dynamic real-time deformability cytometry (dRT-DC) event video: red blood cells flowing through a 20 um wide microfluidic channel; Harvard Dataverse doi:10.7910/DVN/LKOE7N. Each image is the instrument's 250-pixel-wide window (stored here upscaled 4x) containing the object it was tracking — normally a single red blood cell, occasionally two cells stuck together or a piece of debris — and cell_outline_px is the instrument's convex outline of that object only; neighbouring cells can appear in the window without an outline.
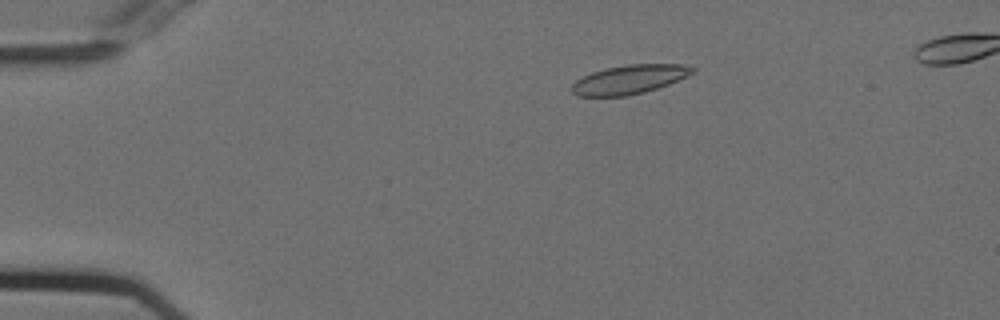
{"species": "Egyptian fruit bat (a non-hibernating species)", "species_latin": "Rousettus aegyptiacus", "temperature_condition": "cold", "stored_images_in_passage": 50, "camera_frame_rate_fps": 3000, "um_per_image_px": 0.085, "animal": {"sex": "female"}, "frame": {"image": 1, "passage_image": 6, "time_ms": 1.667, "image_size_px": [1000, 320], "cell_outline_px": [[696, 72], [668, 84], [644, 92], [628, 96], [576, 96], [572, 92], [572, 84], [576, 80], [592, 72], [604, 68], [628, 64], [680, 64], [696, 68]], "centroid_in_image_um": [53.49, 6.75], "position_along_channel_um": 31.5, "area_um2": 20.35}}
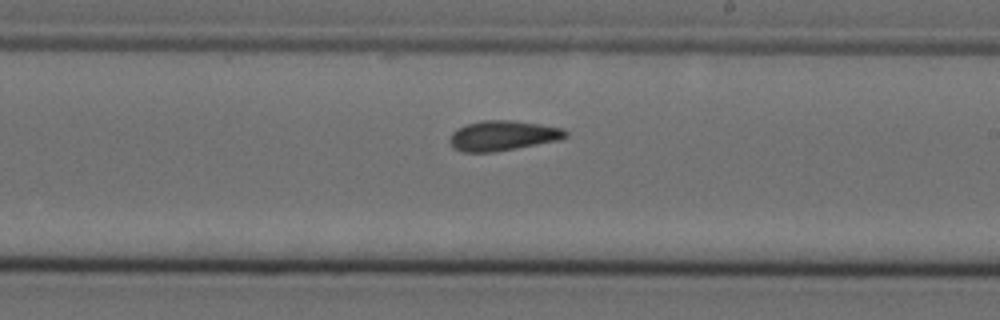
{"frame": {"image": 2, "passage_image": 28, "time_ms": 9.0, "image_size_px": [1000, 320], "cell_outline_px": [[568, 136], [560, 140], [516, 148], [492, 152], [460, 152], [452, 148], [448, 140], [452, 132], [456, 128], [468, 124], [484, 120], [512, 120], [540, 124], [564, 128], [568, 132]], "centroid_in_image_um": [42.72, 11.53], "position_along_channel_um": 246.3, "area_um2": 20.46}}
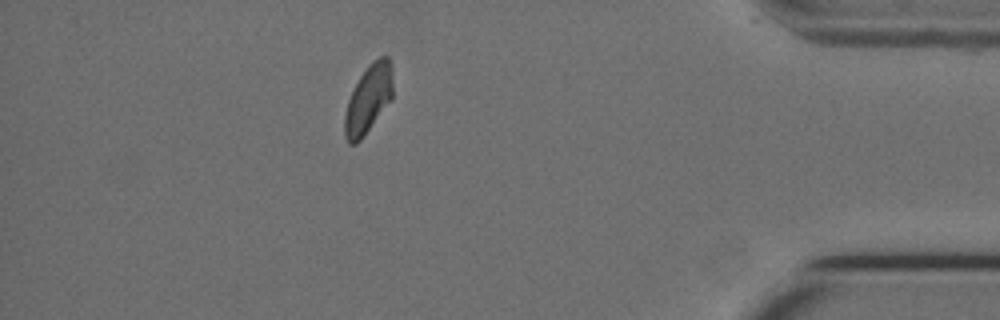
{"frame": {"image": 3, "passage_image": 44, "time_ms": 14.333, "image_size_px": [1000, 320], "cell_outline_px": [[392, 96], [364, 136], [356, 144], [348, 144], [344, 136], [344, 116], [348, 100], [360, 76], [380, 56], [388, 56], [392, 64]], "centroid_in_image_um": [31.29, 8.46], "position_along_channel_um": 403.9, "area_um2": 18.67}}